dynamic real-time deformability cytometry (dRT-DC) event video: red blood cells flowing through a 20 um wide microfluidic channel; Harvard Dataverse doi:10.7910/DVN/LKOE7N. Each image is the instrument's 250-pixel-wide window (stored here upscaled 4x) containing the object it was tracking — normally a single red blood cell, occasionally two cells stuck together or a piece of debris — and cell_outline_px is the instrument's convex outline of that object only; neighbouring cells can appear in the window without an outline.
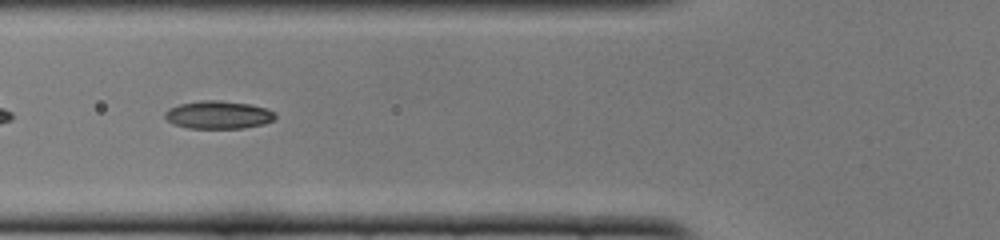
{"species": "common noctule bat (a hibernating species)", "species_latin": "Nyctalus noctula", "temperature_condition": "cold", "stored_images_in_passage": 40, "camera_frame_rate_fps": 3000, "um_per_image_px": 0.085, "animal": {"sex": "female", "body_mass_g": 22.0, "forearm_length_mm": 56.7}, "frame": {"image": 1, "passage_image": 9, "time_ms": 2.667, "image_size_px": [1000, 240], "cell_outline_px": [[276, 116], [272, 120], [264, 124], [244, 128], [188, 128], [172, 124], [164, 116], [164, 112], [168, 108], [180, 104], [200, 100], [220, 100], [248, 104], [268, 108]], "centroid_in_image_um": [18.52, 9.76], "position_along_channel_um": 107.3, "area_um2": 17.98}}
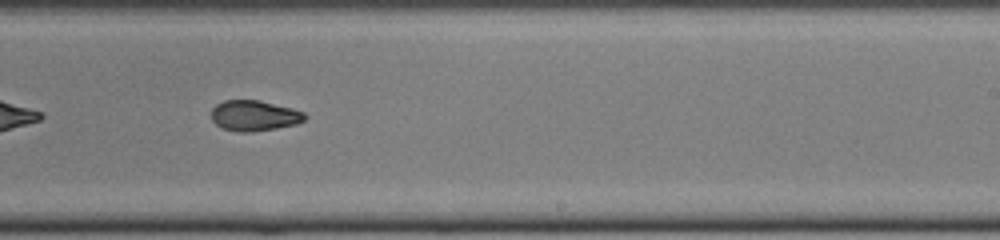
{"frame": {"image": 2, "passage_image": 21, "time_ms": 6.667, "image_size_px": [1000, 240], "cell_outline_px": [[308, 116], [304, 120], [296, 124], [276, 128], [252, 132], [236, 132], [220, 128], [212, 120], [212, 108], [216, 104], [224, 100], [260, 100], [292, 108], [304, 112]], "centroid_in_image_um": [21.6, 9.83], "position_along_channel_um": 267.4, "area_um2": 16.82}}
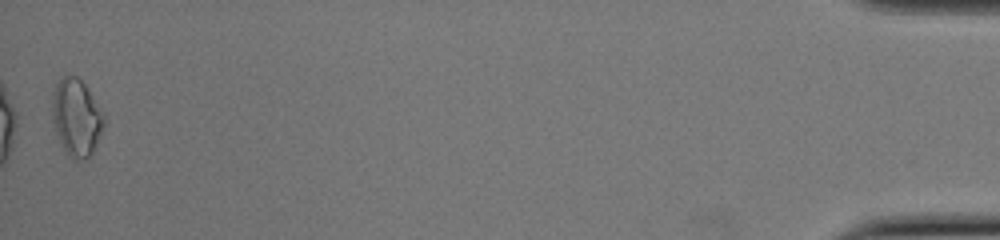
{"frame": {"image": 3, "passage_image": 40, "time_ms": 13.0, "image_size_px": [1000, 240], "cell_outline_px": [[104, 124], [92, 152], [84, 160], [72, 160], [64, 152], [56, 132], [52, 116], [52, 92], [56, 84], [64, 76], [76, 76], [84, 84], [104, 112]], "centroid_in_image_um": [6.48, 10.0], "position_along_channel_um": 428.7, "area_um2": 23.12}, "authors_computed_cell_mechanics": {"area_um2": 17.4556, "velocity_mm_per_s": 4.0137, "shape_relaxation_time_tau1_ms": null, "shape_relaxation_time_tau2_ms": 2.3593, "deformation_change_tau1": null, "deformation_change_tau2": 0.0703}}